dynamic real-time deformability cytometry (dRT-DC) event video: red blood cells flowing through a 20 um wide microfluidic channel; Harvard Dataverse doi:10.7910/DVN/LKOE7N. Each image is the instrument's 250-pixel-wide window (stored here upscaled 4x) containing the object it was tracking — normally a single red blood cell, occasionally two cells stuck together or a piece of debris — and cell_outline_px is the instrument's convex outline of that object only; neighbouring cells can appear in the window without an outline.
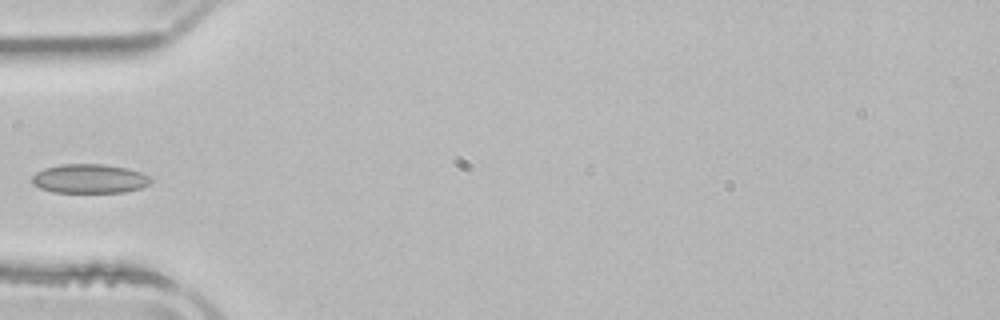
{"species": "common noctule bat (a hibernating species)", "species_latin": "Nyctalus noctula", "temperature_condition": "room temperature", "stored_images_in_passage": 3, "camera_frame_rate_fps": 3000, "um_per_image_px": 0.085, "animal": {"sex": "male", "body_mass_g": 21.5, "forearm_length_mm": 52.0}, "frame": {"image": 1, "passage_image": 3, "time_ms": 2.667, "image_size_px": [1000, 320], "cell_outline_px": [[152, 180], [148, 184], [140, 188], [124, 192], [52, 192], [40, 188], [32, 184], [32, 176], [36, 172], [44, 168], [60, 164], [104, 164], [128, 168], [140, 172], [148, 176]], "centroid_in_image_um": [7.58, 15.18], "position_along_channel_um": 77.4, "area_um2": 20.17}}